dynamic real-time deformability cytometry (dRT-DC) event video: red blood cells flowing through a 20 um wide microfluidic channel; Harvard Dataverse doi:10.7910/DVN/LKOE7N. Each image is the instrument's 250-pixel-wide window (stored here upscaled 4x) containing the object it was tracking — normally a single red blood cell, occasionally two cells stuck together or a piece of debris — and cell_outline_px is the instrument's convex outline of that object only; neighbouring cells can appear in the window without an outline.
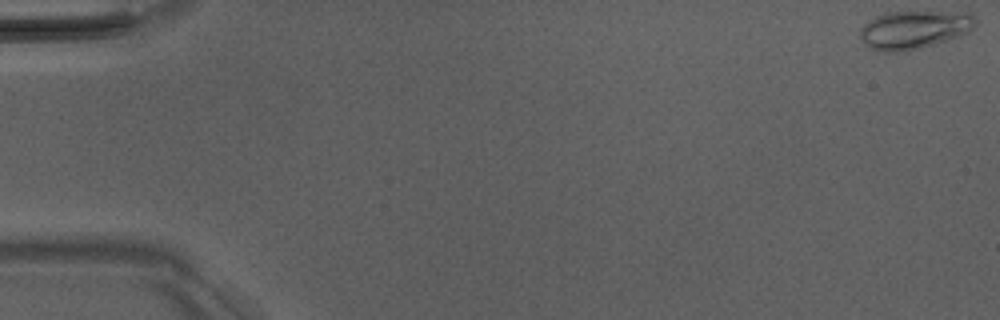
{"species": "Egyptian fruit bat (a non-hibernating species)", "species_latin": "Rousettus aegyptiacus", "temperature_condition": "room temperature", "stored_images_in_passage": 7, "camera_frame_rate_fps": 3000, "um_per_image_px": 0.085, "animal": {"sex": "male"}, "frame": {"image": 1, "passage_image": 1, "time_ms": 0.0, "image_size_px": [1000, 320], "cell_outline_px": [[976, 24], [968, 32], [920, 48], [896, 52], [884, 52], [868, 48], [864, 44], [860, 36], [860, 28], [864, 24], [876, 16], [888, 12], [972, 12], [976, 20]], "centroid_in_image_um": [77.67, 2.51], "position_along_channel_um": 7.3, "area_um2": 25.49}}
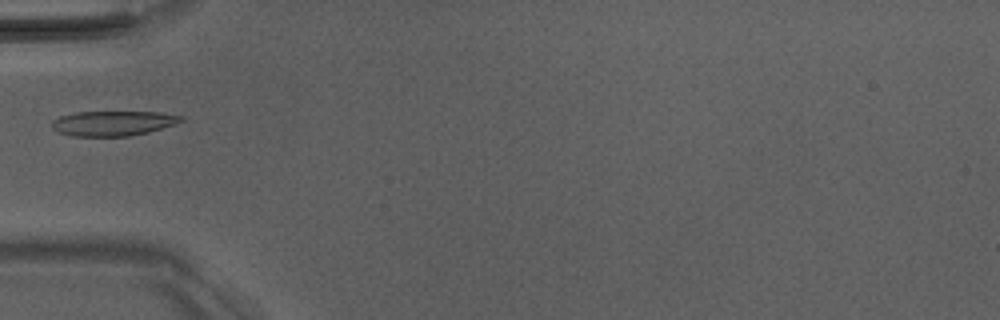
{"frame": {"image": 2, "passage_image": 6, "time_ms": 5.667, "image_size_px": [1000, 320], "cell_outline_px": [[184, 120], [148, 132], [128, 136], [72, 136], [60, 132], [52, 128], [52, 120], [60, 116], [76, 112], [160, 112], [184, 116]], "centroid_in_image_um": [9.59, 10.47], "position_along_channel_um": 75.4, "area_um2": 18.55}}